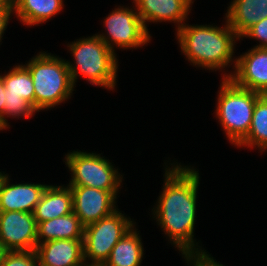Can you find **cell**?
Listing matches in <instances>:
<instances>
[{"instance_id":"6da1fadb","label":"cell","mask_w":267,"mask_h":266,"mask_svg":"<svg viewBox=\"0 0 267 266\" xmlns=\"http://www.w3.org/2000/svg\"><path fill=\"white\" fill-rule=\"evenodd\" d=\"M171 165L165 169L163 190L152 209L153 218L183 257L204 252L194 239L199 173L191 166L174 162Z\"/></svg>"},{"instance_id":"7a4b0ae2","label":"cell","mask_w":267,"mask_h":266,"mask_svg":"<svg viewBox=\"0 0 267 266\" xmlns=\"http://www.w3.org/2000/svg\"><path fill=\"white\" fill-rule=\"evenodd\" d=\"M176 31L181 52L190 64L215 71L220 69L222 71L233 64L232 69L235 70L236 58H233V53L235 43L240 38L229 26L227 20L224 27L213 26V24L193 26L184 23Z\"/></svg>"},{"instance_id":"3957f363","label":"cell","mask_w":267,"mask_h":266,"mask_svg":"<svg viewBox=\"0 0 267 266\" xmlns=\"http://www.w3.org/2000/svg\"><path fill=\"white\" fill-rule=\"evenodd\" d=\"M67 45L74 57V64L66 61L74 86L78 76L81 75L91 85L114 90L119 69L117 54L114 51L96 34L77 39Z\"/></svg>"},{"instance_id":"277c9868","label":"cell","mask_w":267,"mask_h":266,"mask_svg":"<svg viewBox=\"0 0 267 266\" xmlns=\"http://www.w3.org/2000/svg\"><path fill=\"white\" fill-rule=\"evenodd\" d=\"M23 66L33 80L37 112L49 110L71 98L75 87L66 59L41 51Z\"/></svg>"},{"instance_id":"5b68a950","label":"cell","mask_w":267,"mask_h":266,"mask_svg":"<svg viewBox=\"0 0 267 266\" xmlns=\"http://www.w3.org/2000/svg\"><path fill=\"white\" fill-rule=\"evenodd\" d=\"M219 91L216 118L228 140L237 146L247 136L254 106L263 94L239 87L230 78H222Z\"/></svg>"},{"instance_id":"8992f818","label":"cell","mask_w":267,"mask_h":266,"mask_svg":"<svg viewBox=\"0 0 267 266\" xmlns=\"http://www.w3.org/2000/svg\"><path fill=\"white\" fill-rule=\"evenodd\" d=\"M64 162L71 171L68 186H87L119 192L123 176L101 154L72 151L67 153Z\"/></svg>"},{"instance_id":"52a82bcc","label":"cell","mask_w":267,"mask_h":266,"mask_svg":"<svg viewBox=\"0 0 267 266\" xmlns=\"http://www.w3.org/2000/svg\"><path fill=\"white\" fill-rule=\"evenodd\" d=\"M118 210L84 227L85 263L104 264L116 243L134 226L130 217Z\"/></svg>"},{"instance_id":"ba28073f","label":"cell","mask_w":267,"mask_h":266,"mask_svg":"<svg viewBox=\"0 0 267 266\" xmlns=\"http://www.w3.org/2000/svg\"><path fill=\"white\" fill-rule=\"evenodd\" d=\"M103 23L107 33L105 31V34L96 35L114 52V45L116 48L131 50L151 41L149 29L145 28L134 6L131 9L125 6L114 8Z\"/></svg>"},{"instance_id":"9c48e42d","label":"cell","mask_w":267,"mask_h":266,"mask_svg":"<svg viewBox=\"0 0 267 266\" xmlns=\"http://www.w3.org/2000/svg\"><path fill=\"white\" fill-rule=\"evenodd\" d=\"M5 86L4 130L10 126L5 118H31L35 110V94L30 72L21 64L2 75ZM20 116V117H19Z\"/></svg>"},{"instance_id":"30bf717a","label":"cell","mask_w":267,"mask_h":266,"mask_svg":"<svg viewBox=\"0 0 267 266\" xmlns=\"http://www.w3.org/2000/svg\"><path fill=\"white\" fill-rule=\"evenodd\" d=\"M37 227L33 213L0 211V245L5 251L35 250Z\"/></svg>"},{"instance_id":"8fae6325","label":"cell","mask_w":267,"mask_h":266,"mask_svg":"<svg viewBox=\"0 0 267 266\" xmlns=\"http://www.w3.org/2000/svg\"><path fill=\"white\" fill-rule=\"evenodd\" d=\"M73 212L85 227L116 211L118 192H109L87 186H70Z\"/></svg>"},{"instance_id":"7c38bea8","label":"cell","mask_w":267,"mask_h":266,"mask_svg":"<svg viewBox=\"0 0 267 266\" xmlns=\"http://www.w3.org/2000/svg\"><path fill=\"white\" fill-rule=\"evenodd\" d=\"M223 75V78H230L239 87L266 94L267 48L249 49L236 58L235 70Z\"/></svg>"},{"instance_id":"4fadbf2b","label":"cell","mask_w":267,"mask_h":266,"mask_svg":"<svg viewBox=\"0 0 267 266\" xmlns=\"http://www.w3.org/2000/svg\"><path fill=\"white\" fill-rule=\"evenodd\" d=\"M47 186L39 183L10 184L9 175L0 172V211L33 213Z\"/></svg>"},{"instance_id":"5bb4252c","label":"cell","mask_w":267,"mask_h":266,"mask_svg":"<svg viewBox=\"0 0 267 266\" xmlns=\"http://www.w3.org/2000/svg\"><path fill=\"white\" fill-rule=\"evenodd\" d=\"M145 28L147 22H172L178 30L186 21L193 0H133Z\"/></svg>"},{"instance_id":"9a60e30c","label":"cell","mask_w":267,"mask_h":266,"mask_svg":"<svg viewBox=\"0 0 267 266\" xmlns=\"http://www.w3.org/2000/svg\"><path fill=\"white\" fill-rule=\"evenodd\" d=\"M39 266H81L84 261L83 239H57L36 246Z\"/></svg>"},{"instance_id":"2e32d148","label":"cell","mask_w":267,"mask_h":266,"mask_svg":"<svg viewBox=\"0 0 267 266\" xmlns=\"http://www.w3.org/2000/svg\"><path fill=\"white\" fill-rule=\"evenodd\" d=\"M71 212H73V205L70 186L48 185L35 206L33 215L38 224L42 221L65 216Z\"/></svg>"},{"instance_id":"e0dca14e","label":"cell","mask_w":267,"mask_h":266,"mask_svg":"<svg viewBox=\"0 0 267 266\" xmlns=\"http://www.w3.org/2000/svg\"><path fill=\"white\" fill-rule=\"evenodd\" d=\"M227 8L225 19L239 38L254 24L267 18V0H233Z\"/></svg>"},{"instance_id":"ac0fdd59","label":"cell","mask_w":267,"mask_h":266,"mask_svg":"<svg viewBox=\"0 0 267 266\" xmlns=\"http://www.w3.org/2000/svg\"><path fill=\"white\" fill-rule=\"evenodd\" d=\"M84 226L74 212L38 223L37 245L57 239H83Z\"/></svg>"},{"instance_id":"d6986e66","label":"cell","mask_w":267,"mask_h":266,"mask_svg":"<svg viewBox=\"0 0 267 266\" xmlns=\"http://www.w3.org/2000/svg\"><path fill=\"white\" fill-rule=\"evenodd\" d=\"M135 226L116 243L104 266H141L144 249Z\"/></svg>"},{"instance_id":"ffe728a7","label":"cell","mask_w":267,"mask_h":266,"mask_svg":"<svg viewBox=\"0 0 267 266\" xmlns=\"http://www.w3.org/2000/svg\"><path fill=\"white\" fill-rule=\"evenodd\" d=\"M63 0H16L13 13L24 25L42 24L63 9Z\"/></svg>"},{"instance_id":"44dd1931","label":"cell","mask_w":267,"mask_h":266,"mask_svg":"<svg viewBox=\"0 0 267 266\" xmlns=\"http://www.w3.org/2000/svg\"><path fill=\"white\" fill-rule=\"evenodd\" d=\"M249 149L256 147L260 152L267 151V96L263 94L253 109L252 122L247 136L237 145Z\"/></svg>"},{"instance_id":"7402d4cb","label":"cell","mask_w":267,"mask_h":266,"mask_svg":"<svg viewBox=\"0 0 267 266\" xmlns=\"http://www.w3.org/2000/svg\"><path fill=\"white\" fill-rule=\"evenodd\" d=\"M0 266H39L35 250L5 251Z\"/></svg>"},{"instance_id":"603a6c76","label":"cell","mask_w":267,"mask_h":266,"mask_svg":"<svg viewBox=\"0 0 267 266\" xmlns=\"http://www.w3.org/2000/svg\"><path fill=\"white\" fill-rule=\"evenodd\" d=\"M254 38L260 44L254 47L267 48V18L262 19L258 23L250 27L242 36V38Z\"/></svg>"},{"instance_id":"cb8c5ba5","label":"cell","mask_w":267,"mask_h":266,"mask_svg":"<svg viewBox=\"0 0 267 266\" xmlns=\"http://www.w3.org/2000/svg\"><path fill=\"white\" fill-rule=\"evenodd\" d=\"M11 14H14L11 9L0 7V42L2 40L4 31L6 30L7 25L9 23L8 21L12 16Z\"/></svg>"},{"instance_id":"d4e9b609","label":"cell","mask_w":267,"mask_h":266,"mask_svg":"<svg viewBox=\"0 0 267 266\" xmlns=\"http://www.w3.org/2000/svg\"><path fill=\"white\" fill-rule=\"evenodd\" d=\"M5 101V86L3 77L0 75V129L4 130V103Z\"/></svg>"},{"instance_id":"484cf974","label":"cell","mask_w":267,"mask_h":266,"mask_svg":"<svg viewBox=\"0 0 267 266\" xmlns=\"http://www.w3.org/2000/svg\"><path fill=\"white\" fill-rule=\"evenodd\" d=\"M16 0H0V7L11 9L13 11Z\"/></svg>"},{"instance_id":"4316f807","label":"cell","mask_w":267,"mask_h":266,"mask_svg":"<svg viewBox=\"0 0 267 266\" xmlns=\"http://www.w3.org/2000/svg\"><path fill=\"white\" fill-rule=\"evenodd\" d=\"M5 250L3 249V247L0 245V265H1V259H2V256L4 254Z\"/></svg>"},{"instance_id":"83f0119b","label":"cell","mask_w":267,"mask_h":266,"mask_svg":"<svg viewBox=\"0 0 267 266\" xmlns=\"http://www.w3.org/2000/svg\"><path fill=\"white\" fill-rule=\"evenodd\" d=\"M81 266H104L103 264H87V263H84L83 265Z\"/></svg>"}]
</instances>
